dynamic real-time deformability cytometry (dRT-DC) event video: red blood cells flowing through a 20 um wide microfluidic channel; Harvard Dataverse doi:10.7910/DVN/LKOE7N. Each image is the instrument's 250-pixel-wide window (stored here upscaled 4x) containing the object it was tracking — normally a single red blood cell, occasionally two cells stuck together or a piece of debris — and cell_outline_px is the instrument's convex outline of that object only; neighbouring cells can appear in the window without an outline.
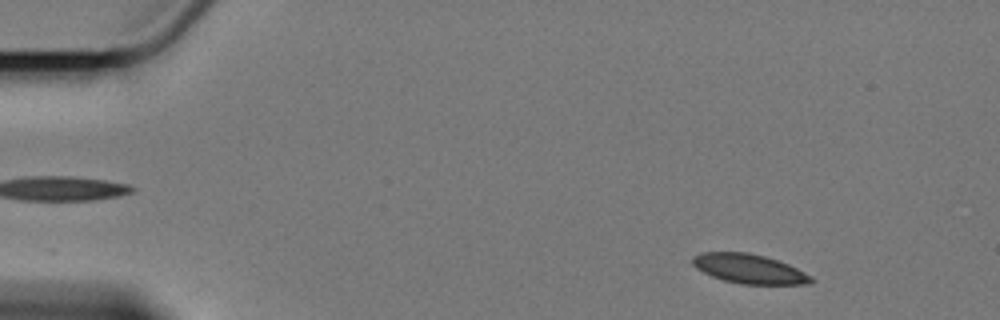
{"species": "Egyptian fruit bat (a non-hibernating species)", "species_latin": "Rousettus aegyptiacus", "temperature_condition": "cold", "stored_images_in_passage": 57, "camera_frame_rate_fps": 3000, "um_per_image_px": 0.085, "animal": {"sex": "female"}, "frame": {"image": 1, "passage_image": 5, "time_ms": 1.333, "image_size_px": [1000, 320], "cell_outline_px": [[816, 280], [812, 284], [740, 284], [724, 280], [712, 276], [696, 268], [692, 264], [692, 256], [700, 252], [748, 252], [764, 256], [788, 264], [812, 276]], "centroid_in_image_um": [63.68, 22.85], "position_along_channel_um": 21.3, "area_um2": 20.35}}
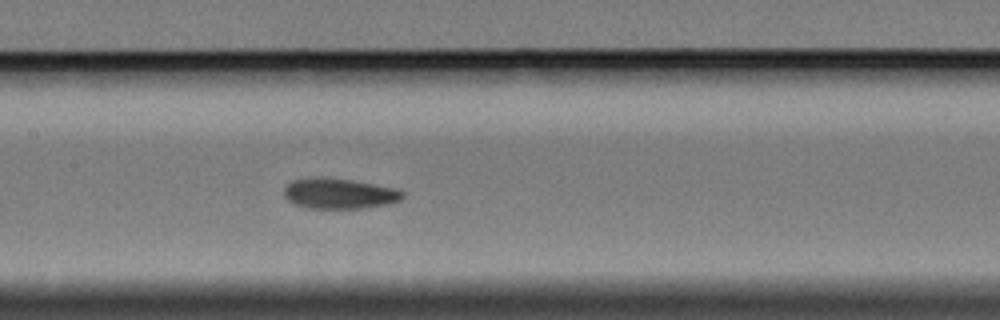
{"frame": {"image": 2, "passage_image": 27, "time_ms": 8.667, "image_size_px": [1000, 320], "cell_outline_px": [[404, 196], [400, 200], [392, 204], [364, 208], [308, 208], [292, 204], [284, 196], [284, 188], [292, 180], [316, 176], [328, 176], [352, 180], [396, 188], [404, 192]], "centroid_in_image_um": [28.83, 16.44], "position_along_channel_um": 178.6, "area_um2": 21.5}}
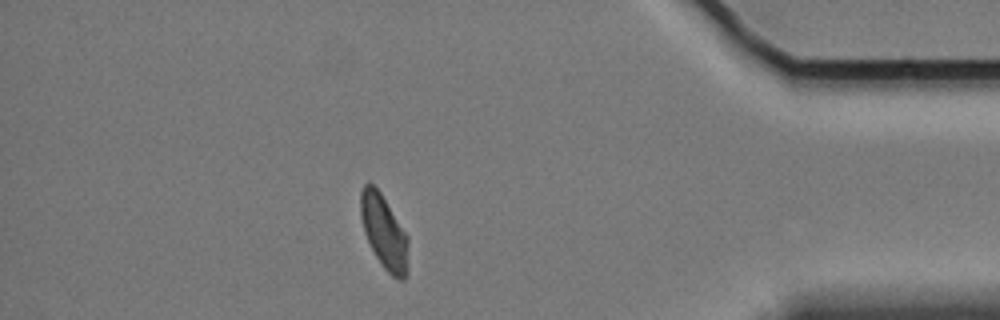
{"frame": {"image": 3, "passage_image": 50, "time_ms": 16.333, "image_size_px": [1000, 320], "cell_outline_px": [[408, 272], [404, 280], [400, 280], [392, 276], [384, 268], [376, 256], [364, 232], [360, 216], [360, 192], [364, 184], [368, 180], [380, 192], [408, 236]], "centroid_in_image_um": [32.65, 19.72], "position_along_channel_um": 402.6, "area_um2": 20.52}, "authors_computed_cell_mechanics": {"area_um2": 21.0392, "velocity_mm_per_s": 3.3843, "shape_relaxation_time_tau1_ms": 6.3507, "shape_relaxation_time_tau2_ms": 4.1425, "deformation_change_tau1": 0.141, "deformation_change_tau2": 0.0474}}